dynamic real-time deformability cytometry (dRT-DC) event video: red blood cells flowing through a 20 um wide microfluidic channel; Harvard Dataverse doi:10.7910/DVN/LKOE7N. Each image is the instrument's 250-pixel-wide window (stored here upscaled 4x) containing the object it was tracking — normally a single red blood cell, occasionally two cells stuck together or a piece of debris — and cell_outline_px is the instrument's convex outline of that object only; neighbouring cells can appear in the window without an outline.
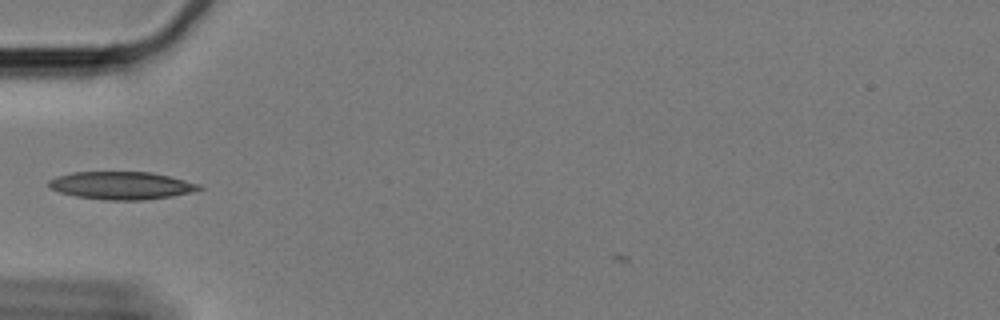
{"species": "Egyptian fruit bat (a non-hibernating species)", "species_latin": "Rousettus aegyptiacus", "temperature_condition": "cold", "stored_images_in_passage": 48, "camera_frame_rate_fps": 3000, "um_per_image_px": 0.085, "animal": {"sex": "female"}, "frame": {"image": 1, "passage_image": 10, "time_ms": 3.0, "image_size_px": [1000, 320], "cell_outline_px": [[204, 188], [192, 192], [172, 196], [144, 200], [104, 200], [76, 196], [60, 192], [48, 188], [48, 180], [56, 176], [72, 172], [152, 172], [200, 184]], "centroid_in_image_um": [10.3, 15.77], "position_along_channel_um": 74.7, "area_um2": 24.39}}
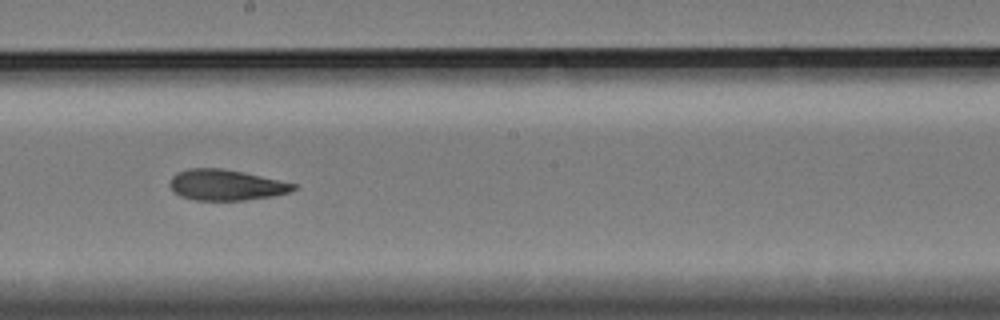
{"frame": {"image": 2, "passage_image": 24, "time_ms": 7.667, "image_size_px": [1000, 320], "cell_outline_px": [[296, 188], [288, 192], [272, 196], [244, 200], [196, 200], [180, 196], [172, 188], [172, 176], [176, 172], [188, 168], [224, 168], [244, 172], [296, 184]], "centroid_in_image_um": [19.21, 15.71], "position_along_channel_um": 229.0, "area_um2": 21.91}}
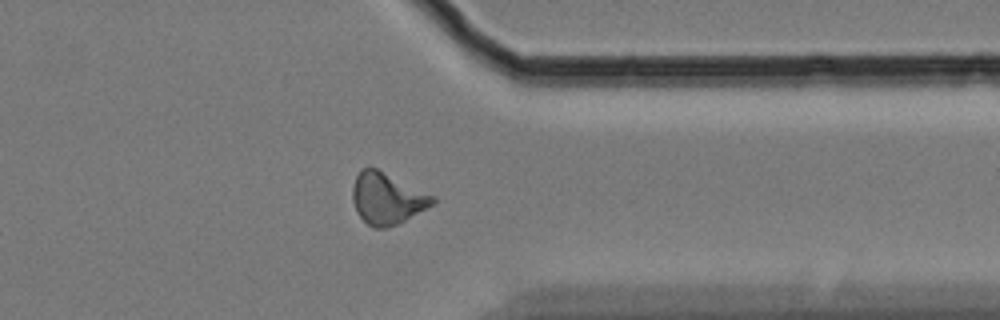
{"frame": {"image": 3, "passage_image": 38, "time_ms": 12.333, "image_size_px": [1000, 320], "cell_outline_px": [[436, 200], [432, 204], [404, 220], [396, 224], [384, 228], [372, 228], [356, 212], [352, 200], [352, 188], [356, 176], [360, 168], [376, 168], [436, 196]], "centroid_in_image_um": [32.87, 16.85], "position_along_channel_um": 378.5, "area_um2": 23.76}, "authors_computed_cell_mechanics": {"area_um2": 22.3108, "velocity_mm_per_s": 3.2807, "shape_relaxation_time_tau1_ms": 6.4932, "shape_relaxation_time_tau2_ms": 3.3954, "deformation_change_tau1": 0.1549, "deformation_change_tau2": 0.089}}